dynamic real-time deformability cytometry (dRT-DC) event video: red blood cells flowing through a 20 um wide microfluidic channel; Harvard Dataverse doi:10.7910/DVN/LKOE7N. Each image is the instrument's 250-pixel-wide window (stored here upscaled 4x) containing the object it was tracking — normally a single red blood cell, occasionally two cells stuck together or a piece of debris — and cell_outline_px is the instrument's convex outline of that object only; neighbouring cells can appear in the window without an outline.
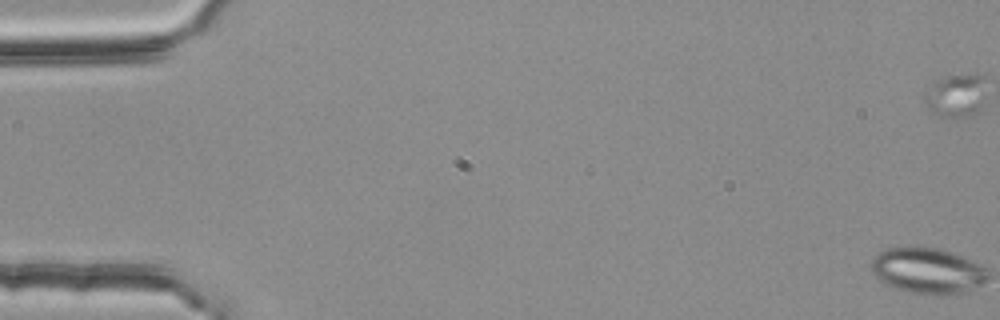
{"species": "common noctule bat (a hibernating species)", "species_latin": "Nyctalus noctula", "temperature_condition": "room temperature", "stored_images_in_passage": 57, "segment_of_instrument_passage": [1, 2], "camera_frame_rate_fps": 3000, "um_per_image_px": 0.085, "animal": {"sex": "female", "body_mass_g": 25.1}, "frame": {"image": 1, "passage_image": 1, "time_ms": 0.0, "image_size_px": [1000, 320], "cell_outline_px": [[984, 108], [980, 112], [972, 116], [936, 116], [928, 108], [924, 96], [924, 92], [936, 80], [948, 76], [976, 72], [984, 76]], "centroid_in_image_um": [81.31, 8.11], "position_along_channel_um": 3.7, "area_um2": 15.9}}